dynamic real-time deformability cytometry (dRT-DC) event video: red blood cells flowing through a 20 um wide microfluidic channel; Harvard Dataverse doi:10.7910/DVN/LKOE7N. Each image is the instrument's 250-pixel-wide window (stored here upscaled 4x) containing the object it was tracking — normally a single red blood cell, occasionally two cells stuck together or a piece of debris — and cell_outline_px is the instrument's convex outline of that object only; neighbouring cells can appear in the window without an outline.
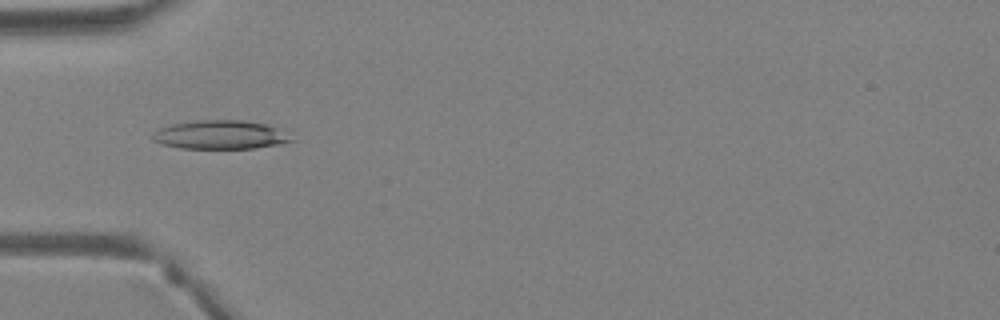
{"species": "Egyptian fruit bat (a non-hibernating species)", "species_latin": "Rousettus aegyptiacus", "temperature_condition": "warm", "stored_images_in_passage": 28, "camera_frame_rate_fps": 3000, "um_per_image_px": 0.085, "animal": {"sex": "female"}, "frame": {"image": 1, "passage_image": 1, "time_ms": 0.0, "image_size_px": [1000, 320], "cell_outline_px": [[292, 140], [276, 144], [252, 148], [180, 148], [160, 144], [152, 140], [152, 136], [160, 128], [172, 124], [196, 120], [244, 120], [264, 124], [276, 128]], "centroid_in_image_um": [18.61, 11.45], "position_along_channel_um": 66.4, "area_um2": 22.66}}
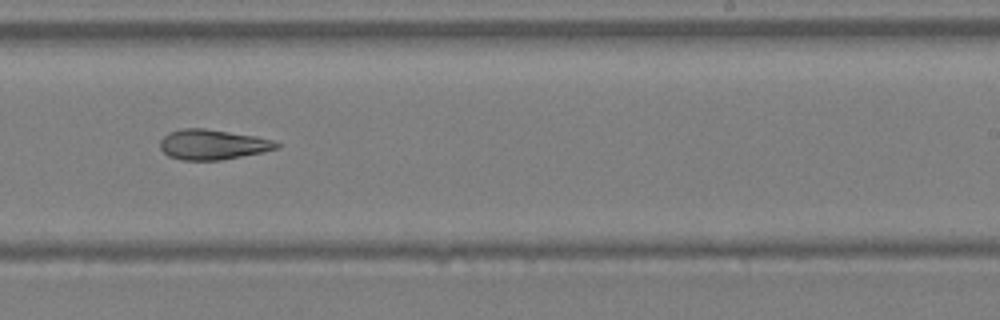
{"frame": {"image": 2, "passage_image": 13, "time_ms": 4.0, "image_size_px": [1000, 320], "cell_outline_px": [[280, 148], [220, 160], [180, 160], [168, 156], [160, 148], [160, 140], [168, 132], [184, 128], [204, 128], [256, 136], [276, 140], [280, 144]], "centroid_in_image_um": [18.07, 12.28], "position_along_channel_um": 270.9, "area_um2": 20.46}}
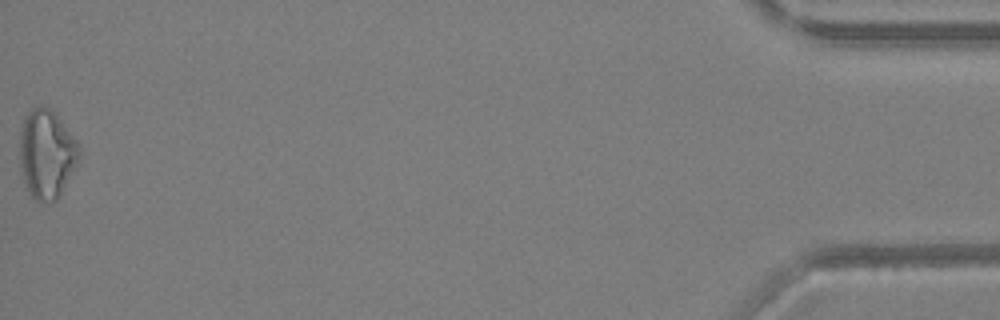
{"frame": {"image": 3, "passage_image": 28, "time_ms": 9.0, "image_size_px": [1000, 320], "cell_outline_px": [[80, 156], [60, 196], [56, 200], [40, 204], [32, 196], [20, 172], [20, 132], [24, 116], [32, 108], [40, 104], [56, 112], [80, 144]], "centroid_in_image_um": [3.97, 13.06], "position_along_channel_um": 431.2, "area_um2": 31.15}}